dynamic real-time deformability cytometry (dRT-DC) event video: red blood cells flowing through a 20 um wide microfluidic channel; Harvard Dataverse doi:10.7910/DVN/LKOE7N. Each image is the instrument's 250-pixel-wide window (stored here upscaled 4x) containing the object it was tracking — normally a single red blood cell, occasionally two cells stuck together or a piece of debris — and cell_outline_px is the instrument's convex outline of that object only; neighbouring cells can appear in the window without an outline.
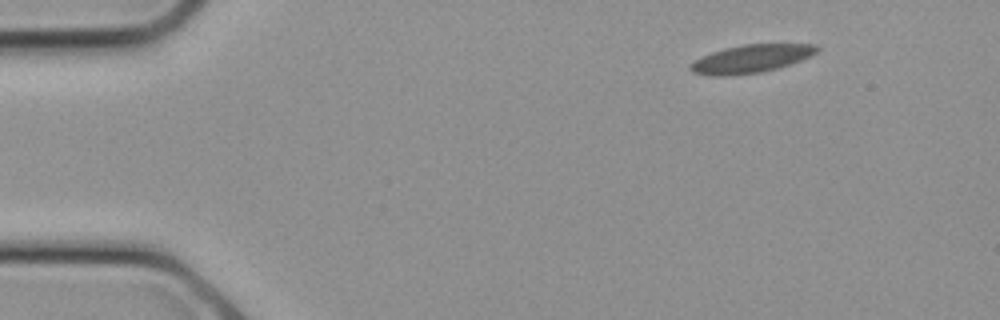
{"species": "common noctule bat (a hibernating species)", "species_latin": "Nyctalus noctula", "temperature_condition": "cold", "stored_images_in_passage": 9, "camera_frame_rate_fps": 3000, "um_per_image_px": 0.085, "animal": {"sex": "female", "body_mass_g": 21.9}, "frame": {"image": 1, "passage_image": 1, "time_ms": 0.0, "image_size_px": [1000, 320], "cell_outline_px": [[820, 48], [812, 56], [776, 68], [760, 72], [724, 76], [712, 76], [692, 72], [688, 68], [688, 64], [692, 60], [712, 52], [724, 48], [744, 44], [816, 44]], "centroid_in_image_um": [63.79, 4.99], "position_along_channel_um": 21.2, "area_um2": 20.69}}
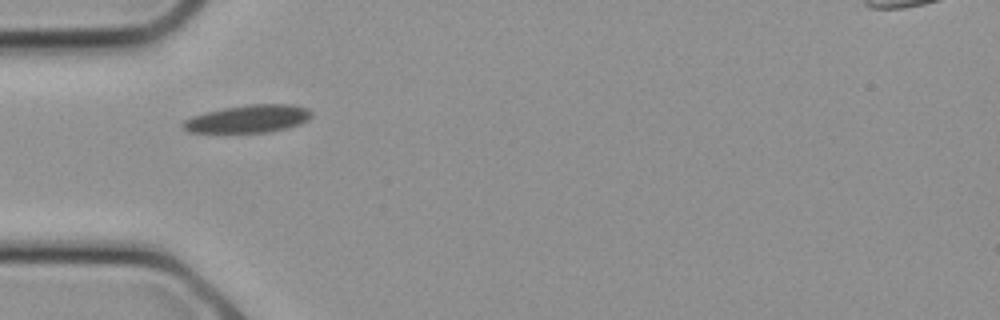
{"frame": {"image": 2, "passage_image": 6, "time_ms": 1.667, "image_size_px": [1000, 320], "cell_outline_px": [[312, 116], [308, 120], [300, 124], [288, 128], [272, 132], [188, 132], [180, 128], [180, 124], [184, 120], [192, 116], [224, 108], [248, 104], [292, 104], [308, 108], [312, 112]], "centroid_in_image_um": [21.11, 10.1], "position_along_channel_um": 63.9, "area_um2": 20.92}}
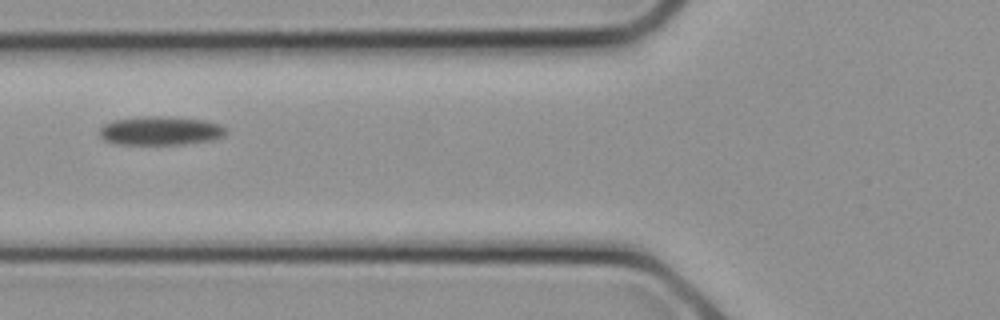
{"frame": {"image": 3, "passage_image": 8, "time_ms": 2.333, "image_size_px": [1000, 320], "cell_outline_px": [[228, 132], [224, 136], [216, 140], [184, 144], [112, 144], [104, 140], [100, 136], [100, 128], [104, 124], [116, 120], [144, 116], [160, 116], [204, 120], [220, 124]], "centroid_in_image_um": [13.66, 11.13], "position_along_channel_um": 112.1, "area_um2": 21.27}}